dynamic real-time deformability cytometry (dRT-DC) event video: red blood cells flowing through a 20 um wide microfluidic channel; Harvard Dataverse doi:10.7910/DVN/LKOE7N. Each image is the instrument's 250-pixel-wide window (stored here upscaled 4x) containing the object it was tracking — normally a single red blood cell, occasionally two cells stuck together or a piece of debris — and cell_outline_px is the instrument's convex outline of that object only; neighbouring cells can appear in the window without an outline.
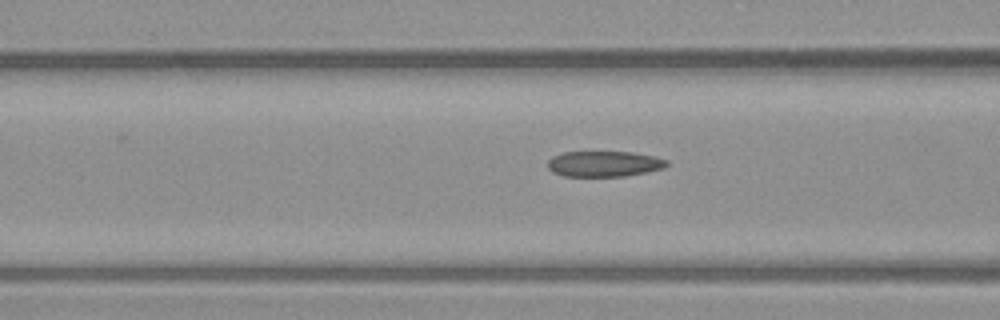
{"species": "common noctule bat (a hibernating species)", "species_latin": "Nyctalus noctula", "temperature_condition": "warm", "stored_images_in_passage": 13, "camera_frame_rate_fps": 3000, "um_per_image_px": 0.085, "animal": {"sex": "male", "body_mass_g": 23.1, "forearm_length_mm": 52.7}, "frame": {"image": 1, "passage_image": 8, "time_ms": 2.333, "image_size_px": [1000, 320], "cell_outline_px": [[668, 164], [664, 168], [624, 176], [564, 176], [552, 172], [548, 168], [548, 160], [552, 156], [564, 152], [632, 152], [656, 156], [668, 160]], "centroid_in_image_um": [51.34, 13.92], "position_along_channel_um": 115.3, "area_um2": 17.8}}
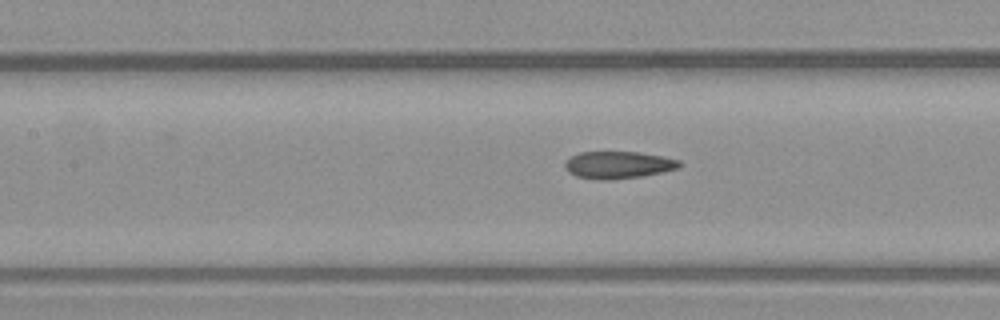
{"frame": {"image": 2, "passage_image": 11, "time_ms": 3.333, "image_size_px": [1000, 320], "cell_outline_px": [[680, 168], [644, 176], [612, 180], [600, 180], [576, 176], [568, 172], [564, 164], [572, 156], [580, 152], [640, 152], [680, 160]], "centroid_in_image_um": [52.56, 14.03], "position_along_channel_um": 154.8, "area_um2": 18.15}}